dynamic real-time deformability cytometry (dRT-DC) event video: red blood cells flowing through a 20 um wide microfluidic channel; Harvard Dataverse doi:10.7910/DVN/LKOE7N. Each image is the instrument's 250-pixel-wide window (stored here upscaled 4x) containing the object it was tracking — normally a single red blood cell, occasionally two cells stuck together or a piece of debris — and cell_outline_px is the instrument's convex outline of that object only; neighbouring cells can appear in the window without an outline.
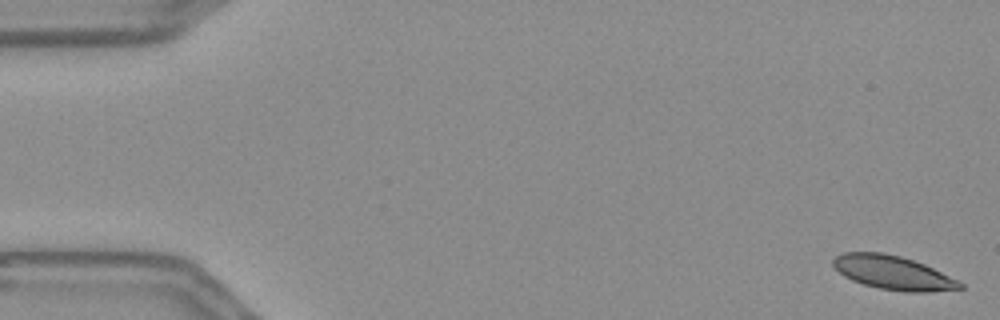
{"species": "Egyptian fruit bat (a non-hibernating species)", "species_latin": "Rousettus aegyptiacus", "temperature_condition": "warm", "stored_images_in_passage": 56, "camera_frame_rate_fps": 3000, "um_per_image_px": 0.085, "frame": {"image": 1, "passage_image": 1, "time_ms": 0.0, "image_size_px": [1000, 320], "cell_outline_px": [[964, 288], [932, 292], [904, 292], [880, 288], [864, 284], [852, 280], [844, 276], [832, 264], [832, 260], [836, 256], [844, 252], [884, 252], [900, 256], [924, 264], [964, 284]], "centroid_in_image_um": [75.89, 23.18], "position_along_channel_um": 9.1, "area_um2": 24.8}}
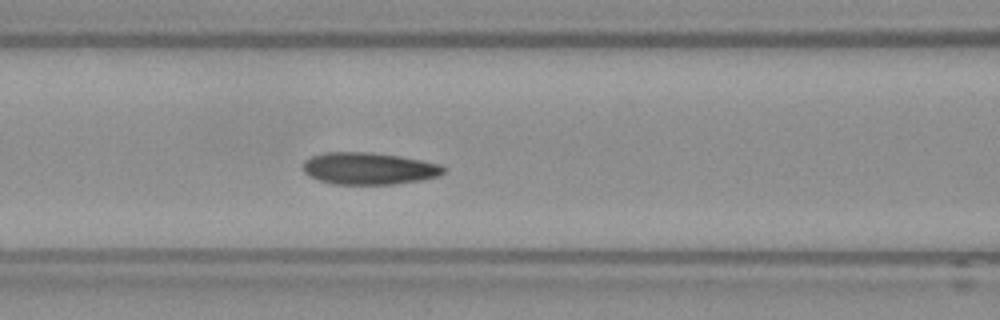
{"frame": {"image": 2, "passage_image": 23, "time_ms": 7.333, "image_size_px": [1000, 320], "cell_outline_px": [[444, 172], [440, 176], [420, 180], [392, 184], [332, 184], [308, 176], [304, 172], [304, 160], [312, 156], [324, 152], [372, 152], [400, 156], [440, 164], [444, 168]], "centroid_in_image_um": [31.34, 14.32], "position_along_channel_um": 135.3, "area_um2": 26.18}}
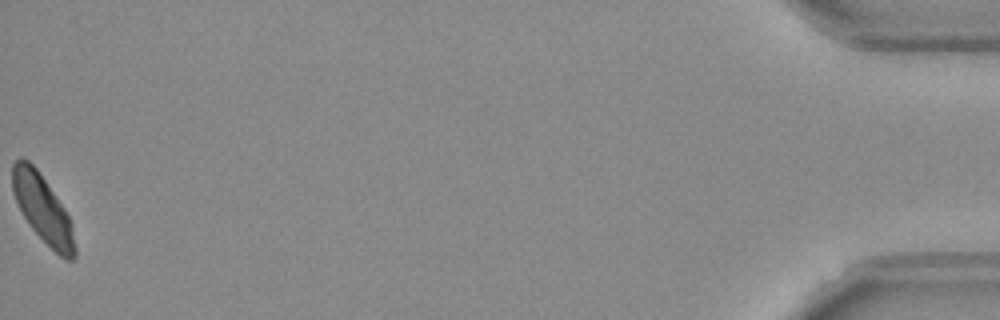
{"frame": {"image": 3, "passage_image": 56, "time_ms": 18.333, "image_size_px": [1000, 320], "cell_outline_px": [[76, 256], [72, 260], [64, 260], [28, 224], [12, 192], [12, 164], [20, 156], [28, 160], [36, 168], [64, 208], [72, 224], [76, 248]], "centroid_in_image_um": [3.63, 17.75], "position_along_channel_um": 431.6, "area_um2": 24.28}, "authors_computed_cell_mechanics": {"area_um2": 25.8366, "velocity_mm_per_s": 3.6215, "shape_relaxation_time_tau1_ms": 7.5324, "shape_relaxation_time_tau2_ms": 7.7904, "deformation_change_tau1": 0.1221, "deformation_change_tau2": 0.118}}